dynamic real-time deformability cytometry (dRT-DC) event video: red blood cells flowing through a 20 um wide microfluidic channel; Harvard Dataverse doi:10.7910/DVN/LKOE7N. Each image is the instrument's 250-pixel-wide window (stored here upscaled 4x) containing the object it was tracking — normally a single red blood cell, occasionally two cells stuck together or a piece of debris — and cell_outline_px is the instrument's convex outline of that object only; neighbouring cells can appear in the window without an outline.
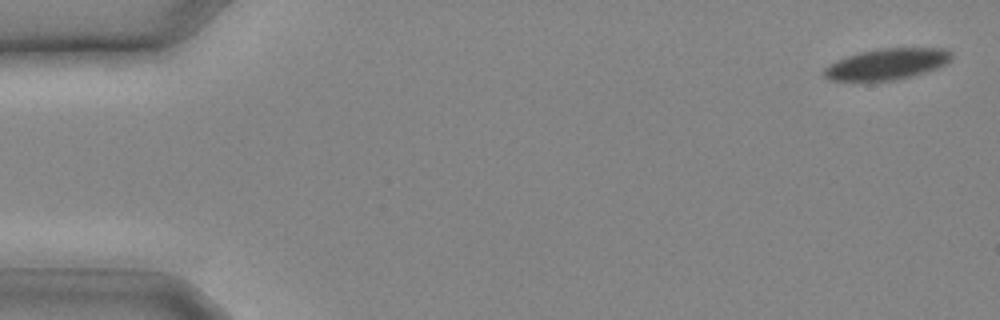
{"species": "common noctule bat (a hibernating species)", "species_latin": "Nyctalus noctula", "temperature_condition": "cold", "stored_images_in_passage": 17, "camera_frame_rate_fps": 3000, "um_per_image_px": 0.085, "animal": {"sex": "male", "body_mass_g": 20.4}, "frame": {"image": 1, "passage_image": 1, "time_ms": 0.0, "image_size_px": [1000, 320], "cell_outline_px": [[952, 60], [948, 64], [912, 76], [896, 80], [828, 80], [824, 76], [824, 68], [828, 64], [836, 60], [860, 52], [880, 48], [948, 48], [952, 52]], "centroid_in_image_um": [75.43, 5.43], "position_along_channel_um": 9.6, "area_um2": 23.12}}
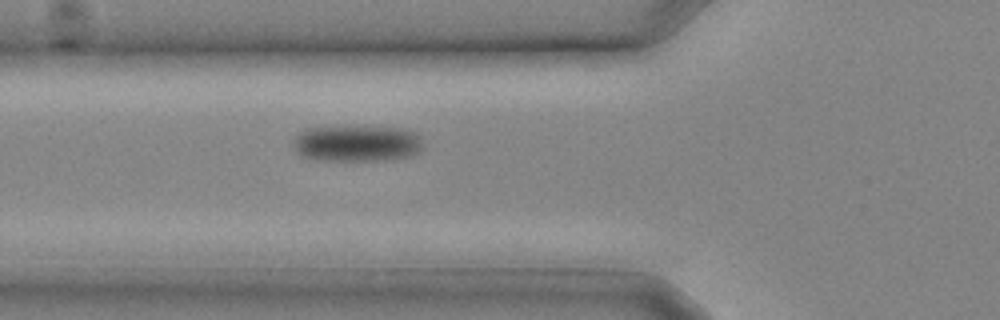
{"frame": {"image": 2, "passage_image": 10, "time_ms": 3.0, "image_size_px": [1000, 320], "cell_outline_px": [[420, 152], [412, 156], [392, 160], [316, 160], [300, 156], [296, 148], [296, 136], [300, 132], [308, 128], [344, 124], [404, 128], [412, 132], [416, 136], [420, 144]], "centroid_in_image_um": [30.32, 12.16], "position_along_channel_um": 95.5, "area_um2": 28.03}}
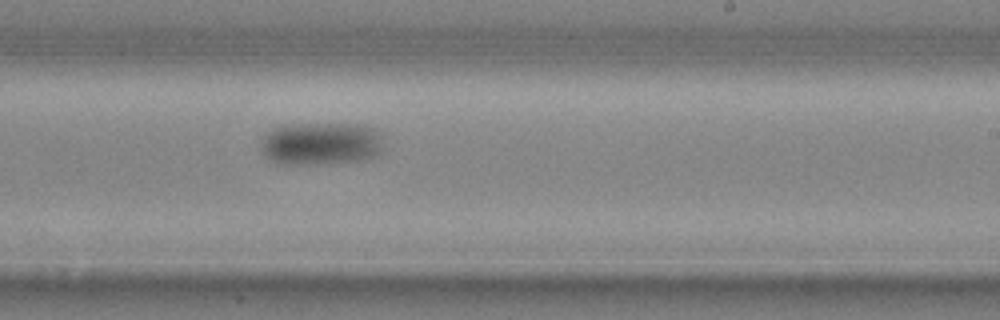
{"frame": {"image": 3, "passage_image": 17, "time_ms": 5.333, "image_size_px": [1000, 320], "cell_outline_px": [[380, 152], [376, 156], [360, 160], [304, 164], [276, 164], [264, 156], [260, 148], [268, 132], [276, 128], [292, 124], [356, 124], [372, 128], [376, 132], [380, 144]], "centroid_in_image_um": [27.21, 12.21], "position_along_channel_um": 261.8, "area_um2": 29.88}}